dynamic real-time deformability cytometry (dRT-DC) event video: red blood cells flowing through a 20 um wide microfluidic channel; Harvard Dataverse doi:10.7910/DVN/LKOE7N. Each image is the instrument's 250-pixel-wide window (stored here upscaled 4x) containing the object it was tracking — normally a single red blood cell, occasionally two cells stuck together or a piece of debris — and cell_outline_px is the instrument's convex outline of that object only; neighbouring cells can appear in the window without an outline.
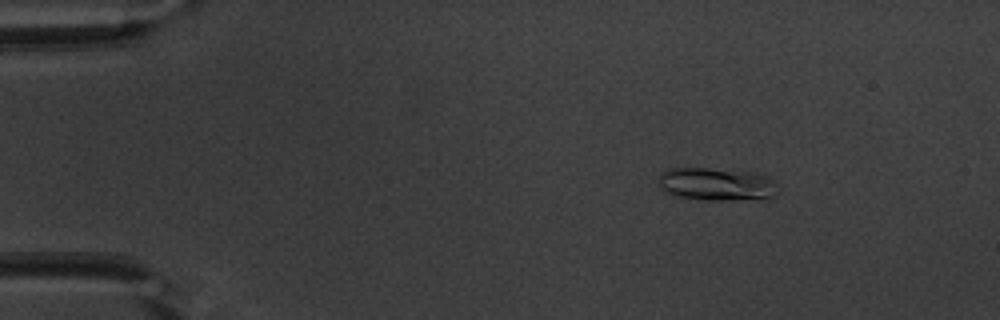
{"species": "common noctule bat (a hibernating species)", "species_latin": "Nyctalus noctula", "temperature_condition": "warm", "stored_images_in_passage": 8, "camera_frame_rate_fps": 3000, "um_per_image_px": 0.085, "animal": {"sex": "male", "body_mass_g": 20.1, "forearm_length_mm": 53.5}, "frame": {"image": 1, "passage_image": 5, "time_ms": 1.333, "image_size_px": [1000, 320], "cell_outline_px": [[776, 196], [768, 200], [704, 200], [676, 196], [660, 188], [660, 172], [668, 168], [708, 168], [752, 172], [768, 176], [772, 180]], "centroid_in_image_um": [60.92, 15.67], "position_along_channel_um": 24.1, "area_um2": 23.06}}